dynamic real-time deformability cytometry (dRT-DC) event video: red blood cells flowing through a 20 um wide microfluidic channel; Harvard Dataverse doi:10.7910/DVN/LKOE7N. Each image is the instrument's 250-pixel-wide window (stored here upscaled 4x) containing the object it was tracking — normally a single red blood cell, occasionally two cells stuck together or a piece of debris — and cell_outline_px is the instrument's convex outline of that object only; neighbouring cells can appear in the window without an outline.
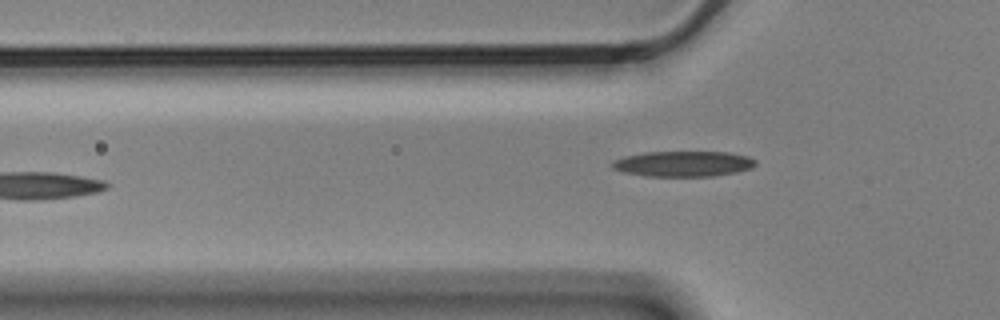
{"species": "Egyptian fruit bat (a non-hibernating species)", "species_latin": "Rousettus aegyptiacus", "temperature_condition": "cold", "stored_images_in_passage": 6, "camera_frame_rate_fps": 3000, "um_per_image_px": 0.085, "animal": {"sex": "male"}, "frame": {"image": 1, "passage_image": 6, "time_ms": 1.667, "image_size_px": [1000, 320], "cell_outline_px": [[756, 164], [752, 168], [736, 172], [712, 176], [644, 176], [624, 172], [612, 168], [612, 160], [624, 156], [644, 152], [728, 152], [748, 156], [756, 160]], "centroid_in_image_um": [58.07, 13.92], "position_along_channel_um": 67.7, "area_um2": 21.39}}